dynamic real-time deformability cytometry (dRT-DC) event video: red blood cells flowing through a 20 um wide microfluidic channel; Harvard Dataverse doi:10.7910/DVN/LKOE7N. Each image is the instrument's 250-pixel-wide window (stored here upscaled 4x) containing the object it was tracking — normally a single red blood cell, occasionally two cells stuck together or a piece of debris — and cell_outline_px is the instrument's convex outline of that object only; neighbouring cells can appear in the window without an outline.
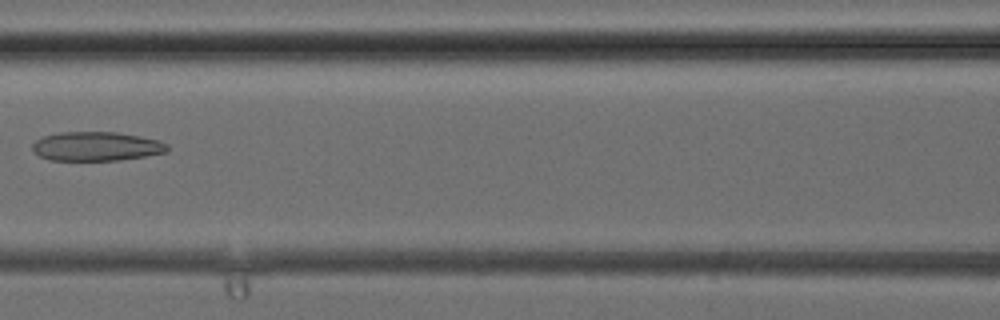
{"species": "common noctule bat (a hibernating species)", "species_latin": "Nyctalus noctula", "temperature_condition": "cold", "stored_images_in_passage": 38, "camera_frame_rate_fps": 3000, "um_per_image_px": 0.085, "animal": {"sex": "female", "body_mass_g": 24.6, "forearm_length_mm": 56.2}, "frame": {"image": 1, "passage_image": 17, "time_ms": 5.333, "image_size_px": [1000, 320], "cell_outline_px": [[168, 152], [120, 160], [48, 160], [40, 156], [32, 148], [32, 144], [36, 140], [44, 136], [60, 132], [116, 132], [140, 136], [160, 140], [168, 144]], "centroid_in_image_um": [8.22, 12.43], "position_along_channel_um": 158.4, "area_um2": 22.89}}
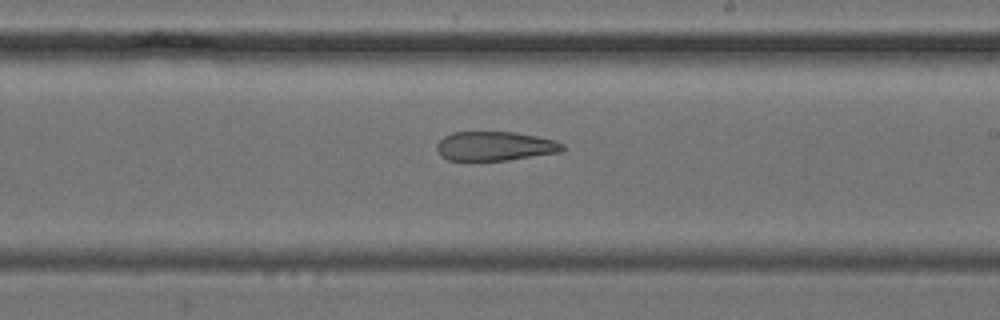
{"frame": {"image": 2, "passage_image": 22, "time_ms": 7.0, "image_size_px": [1000, 320], "cell_outline_px": [[564, 148], [560, 152], [508, 160], [448, 160], [440, 156], [436, 148], [436, 144], [444, 136], [452, 132], [516, 132], [556, 140], [564, 144]], "centroid_in_image_um": [42.06, 12.41], "position_along_channel_um": 246.9, "area_um2": 21.44}}
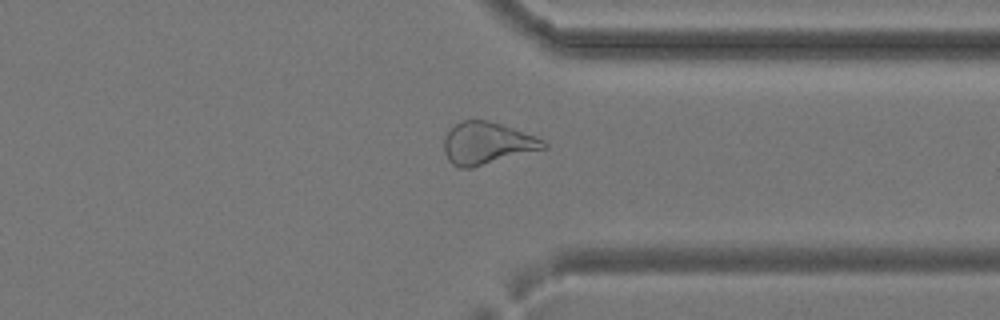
{"frame": {"image": 3, "passage_image": 29, "time_ms": 9.333, "image_size_px": [1000, 320], "cell_outline_px": [[548, 148], [472, 168], [460, 168], [452, 164], [448, 160], [444, 152], [444, 136], [460, 120], [488, 120], [536, 136], [544, 140], [548, 144]], "centroid_in_image_um": [41.41, 12.19], "position_along_channel_um": 370.0, "area_um2": 24.57}}